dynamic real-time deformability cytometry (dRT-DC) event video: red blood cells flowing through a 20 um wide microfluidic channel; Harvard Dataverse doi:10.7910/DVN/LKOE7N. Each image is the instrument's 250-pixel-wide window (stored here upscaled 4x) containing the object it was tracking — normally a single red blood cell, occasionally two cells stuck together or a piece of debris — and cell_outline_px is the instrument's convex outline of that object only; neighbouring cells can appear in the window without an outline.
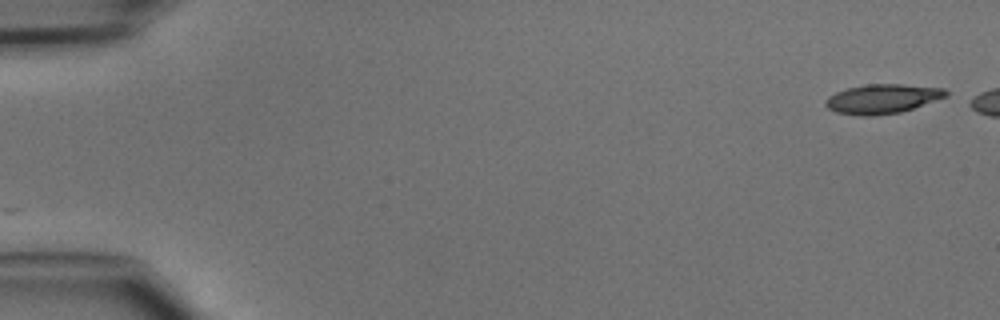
{"species": "common noctule bat (a hibernating species)", "species_latin": "Nyctalus noctula", "temperature_condition": "cold", "stored_images_in_passage": 41, "camera_frame_rate_fps": 3000, "um_per_image_px": 0.085, "animal": {"sex": "male", "body_mass_g": 15.6}, "frame": {"image": 1, "passage_image": 1, "time_ms": 0.0, "image_size_px": [1000, 320], "cell_outline_px": [[948, 96], [900, 112], [872, 116], [860, 116], [836, 112], [828, 108], [824, 104], [824, 100], [828, 96], [836, 92], [848, 88], [868, 84], [904, 84], [944, 88], [948, 92]], "centroid_in_image_um": [74.98, 8.4], "position_along_channel_um": 10.0, "area_um2": 20.58}}
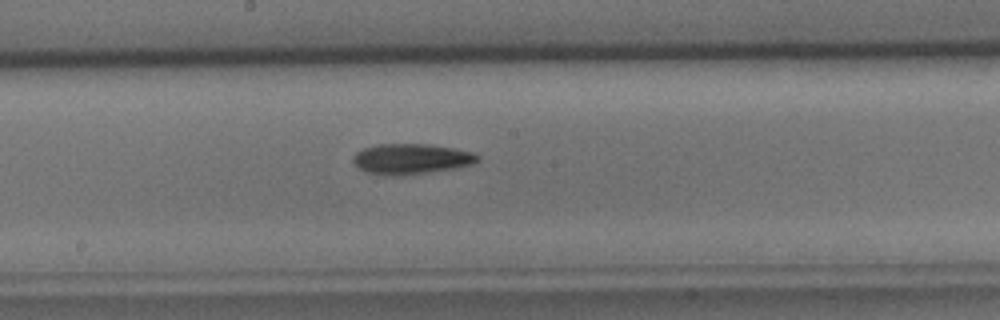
{"frame": {"image": 2, "passage_image": 25, "time_ms": 8.0, "image_size_px": [1000, 320], "cell_outline_px": [[480, 160], [472, 164], [456, 168], [424, 172], [384, 176], [368, 172], [360, 168], [352, 160], [352, 156], [356, 152], [364, 148], [376, 144], [428, 144], [476, 152], [480, 156]], "centroid_in_image_um": [34.97, 13.49], "position_along_channel_um": 213.2, "area_um2": 21.91}}
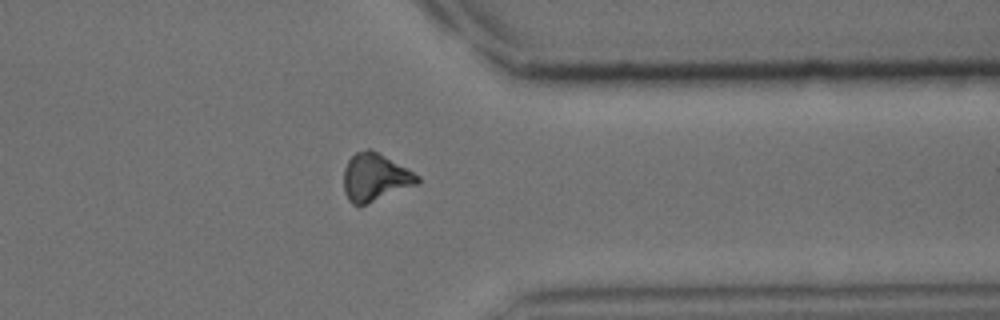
{"frame": {"image": 3, "passage_image": 37, "time_ms": 12.0, "image_size_px": [1000, 320], "cell_outline_px": [[420, 184], [360, 208], [352, 204], [348, 200], [344, 192], [344, 168], [348, 160], [356, 152], [368, 148], [376, 152], [420, 176]], "centroid_in_image_um": [31.87, 15.15], "position_along_channel_um": 379.5, "area_um2": 20.81}}